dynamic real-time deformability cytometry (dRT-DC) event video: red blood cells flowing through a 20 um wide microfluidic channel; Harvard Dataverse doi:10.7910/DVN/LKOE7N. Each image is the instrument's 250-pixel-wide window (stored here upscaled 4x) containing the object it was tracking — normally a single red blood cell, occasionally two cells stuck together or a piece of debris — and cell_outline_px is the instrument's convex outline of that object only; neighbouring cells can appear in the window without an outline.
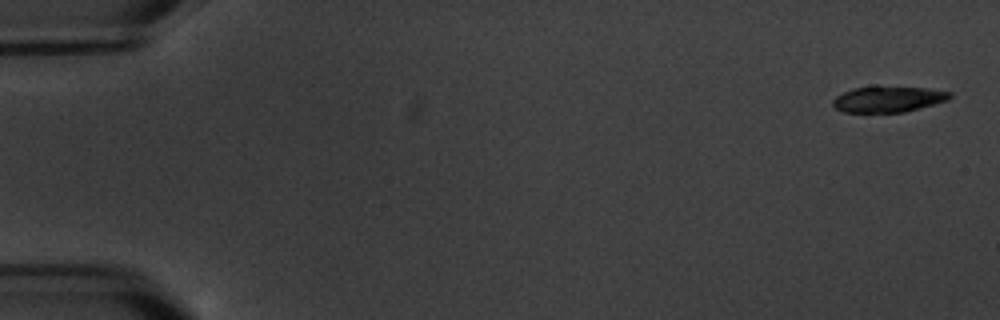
{"species": "common noctule bat (a hibernating species)", "species_latin": "Nyctalus noctula", "temperature_condition": "warm", "stored_images_in_passage": 6, "camera_frame_rate_fps": 3000, "um_per_image_px": 0.085, "animal": {"sex": "male", "body_mass_g": 20.1, "forearm_length_mm": 53.5}, "frame": {"image": 1, "passage_image": 1, "time_ms": 0.0, "image_size_px": [1000, 320], "cell_outline_px": [[952, 96], [948, 100], [904, 112], [844, 112], [836, 108], [832, 104], [832, 100], [836, 96], [852, 88], [872, 84], [876, 84], [924, 88], [952, 92]], "centroid_in_image_um": [75.46, 8.39], "position_along_channel_um": 9.5, "area_um2": 18.15}}
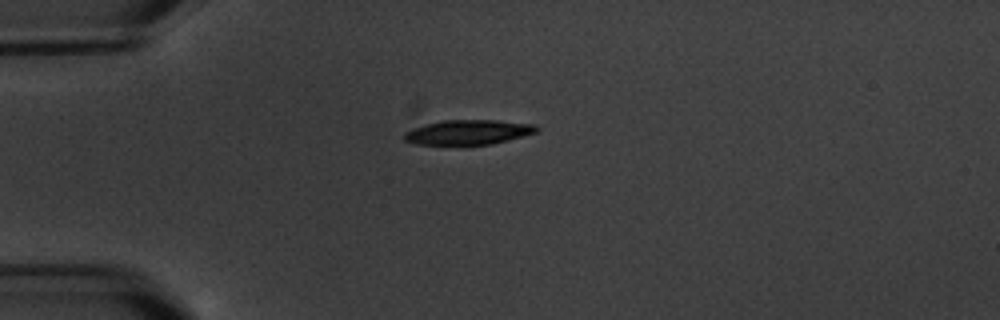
{"frame": {"image": 2, "passage_image": 4, "time_ms": 4.667, "image_size_px": [1000, 320], "cell_outline_px": [[540, 128], [536, 132], [508, 140], [492, 144], [464, 148], [416, 144], [404, 140], [404, 132], [412, 128], [440, 120], [496, 120], [536, 124]], "centroid_in_image_um": [39.76, 11.28], "position_along_channel_um": 45.2, "area_um2": 20.11}}